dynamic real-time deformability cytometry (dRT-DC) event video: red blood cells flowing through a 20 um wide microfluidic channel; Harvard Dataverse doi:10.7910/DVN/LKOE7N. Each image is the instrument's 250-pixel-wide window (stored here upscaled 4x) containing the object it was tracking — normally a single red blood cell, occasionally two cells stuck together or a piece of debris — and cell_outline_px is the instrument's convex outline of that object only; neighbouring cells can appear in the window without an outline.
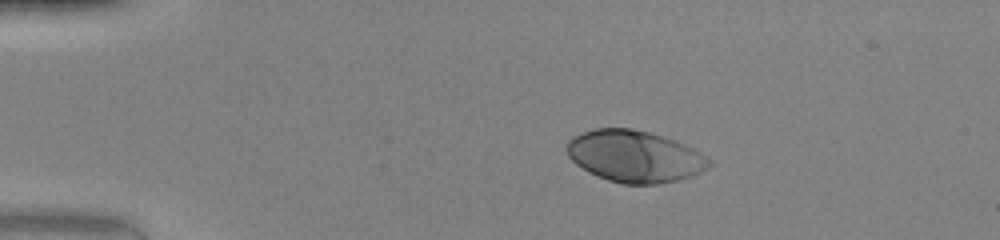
{"species": "human", "species_latin": "Homo sapiens", "temperature_condition": "warm", "stored_images_in_passage": 40, "camera_frame_rate_fps": 3000, "um_per_image_px": 0.085, "donor": {"sex": "female"}, "frame": {"image": 1, "passage_image": 1, "time_ms": 0.0, "image_size_px": [1000, 240], "cell_outline_px": [[712, 164], [708, 168], [700, 172], [676, 180], [656, 184], [624, 184], [608, 180], [588, 172], [576, 164], [568, 156], [564, 148], [568, 140], [572, 136], [596, 128], [632, 128], [648, 132], [676, 140], [700, 152], [712, 160]], "centroid_in_image_um": [53.92, 13.28], "position_along_channel_um": 31.1, "area_um2": 42.95}}
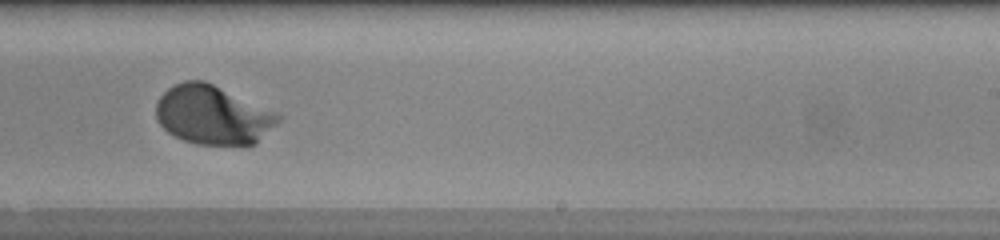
{"frame": {"image": 2, "passage_image": 23, "time_ms": 7.333, "image_size_px": [1000, 240], "cell_outline_px": [[284, 116], [256, 144], [196, 144], [184, 140], [168, 132], [156, 120], [156, 104], [160, 96], [168, 88], [184, 80], [204, 80], [280, 112]], "centroid_in_image_um": [18.13, 9.75], "position_along_channel_um": 270.9, "area_um2": 42.19}}
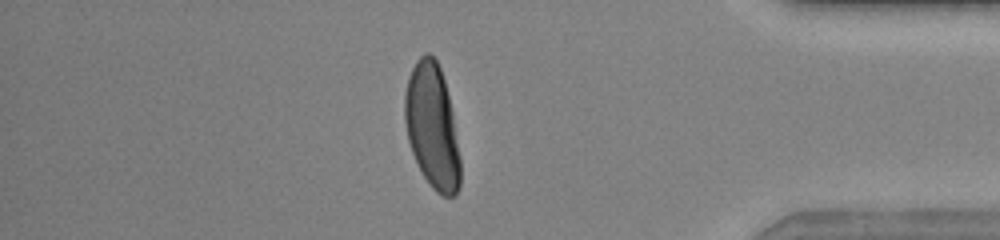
{"frame": {"image": 3, "passage_image": 34, "time_ms": 11.0, "image_size_px": [1000, 240], "cell_outline_px": [[460, 188], [456, 196], [444, 196], [436, 192], [432, 188], [424, 176], [412, 152], [408, 140], [404, 120], [404, 96], [408, 76], [416, 60], [424, 52], [428, 52], [436, 60], [440, 68], [444, 80], [452, 112], [460, 160]], "centroid_in_image_um": [36.72, 10.74], "position_along_channel_um": 398.5, "area_um2": 40.17}, "authors_computed_cell_mechanics": {"area_um2": 41.1536, "velocity_mm_per_s": 4.1982, "shape_relaxation_time_tau1_ms": 1.8903, "shape_relaxation_time_tau2_ms": null, "deformation_change_tau1": 0.1681, "deformation_change_tau2": null}}